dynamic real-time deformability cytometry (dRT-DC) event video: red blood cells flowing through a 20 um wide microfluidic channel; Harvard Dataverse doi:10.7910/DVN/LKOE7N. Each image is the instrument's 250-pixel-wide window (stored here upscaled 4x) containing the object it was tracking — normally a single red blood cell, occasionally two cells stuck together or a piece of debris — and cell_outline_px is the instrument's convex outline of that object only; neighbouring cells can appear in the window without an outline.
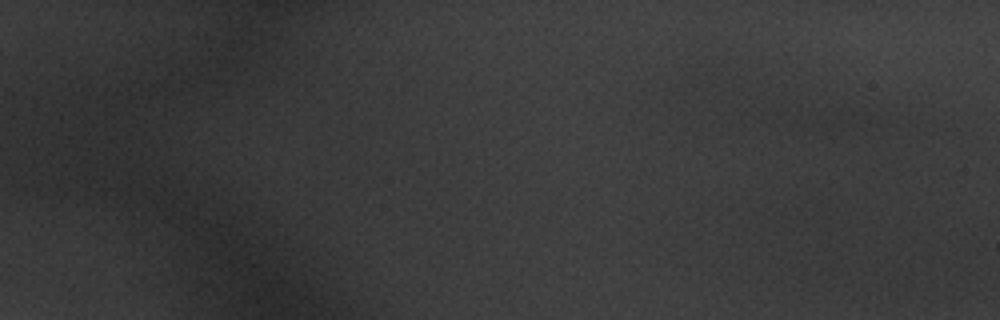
{"species": "common noctule bat (a hibernating species)", "species_latin": "Nyctalus noctula", "temperature_condition": "warm", "stored_images_in_passage": 6, "camera_frame_rate_fps": 3000, "um_per_image_px": 0.085, "animal": {"sex": "male", "body_mass_g": 20.1, "forearm_length_mm": 53.5}, "frame": {"image": 1, "passage_image": 3, "time_ms": 0.667, "image_size_px": [1000, 320], "cell_outline_px": [[900, 120], [892, 124], [880, 128], [824, 132], [804, 124], [804, 120], [808, 116], [828, 104], [880, 108], [892, 112]], "centroid_in_image_um": [72.21, 10.06], "position_along_channel_um": 12.8, "area_um2": 13.7}}